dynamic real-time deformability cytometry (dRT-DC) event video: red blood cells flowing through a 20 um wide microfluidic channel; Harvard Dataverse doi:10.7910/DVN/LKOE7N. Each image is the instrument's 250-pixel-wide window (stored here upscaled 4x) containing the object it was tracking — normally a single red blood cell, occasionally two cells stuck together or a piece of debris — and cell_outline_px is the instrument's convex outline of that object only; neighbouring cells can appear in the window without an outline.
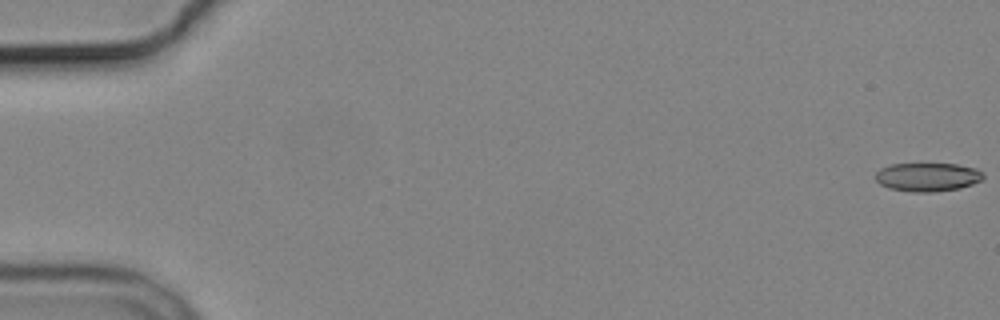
{"species": "common noctule bat (a hibernating species)", "species_latin": "Nyctalus noctula", "temperature_condition": "cold", "stored_images_in_passage": 7, "camera_frame_rate_fps": 3000, "um_per_image_px": 0.085, "animal": {"sex": "male", "body_mass_g": 19.2, "forearm_length_mm": 51.8}, "frame": {"image": 1, "passage_image": 1, "time_ms": 0.0, "image_size_px": [1000, 320], "cell_outline_px": [[984, 180], [960, 188], [932, 192], [912, 192], [888, 188], [880, 184], [876, 180], [876, 172], [880, 168], [888, 164], [956, 164], [976, 168], [984, 172]], "centroid_in_image_um": [78.86, 15.04], "position_along_channel_um": 6.1, "area_um2": 18.15}}
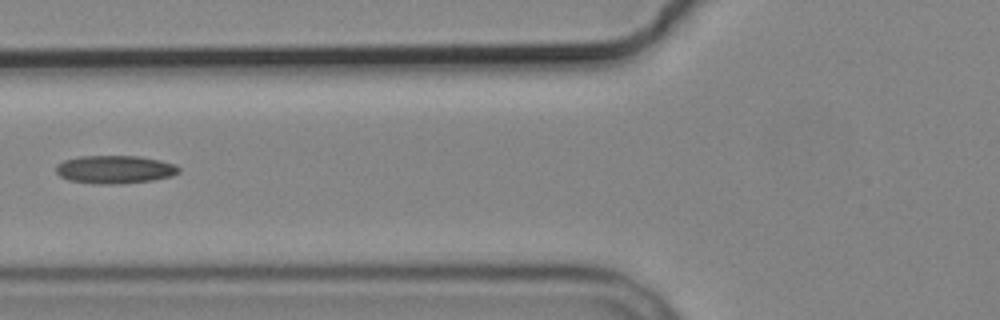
{"frame": {"image": 2, "passage_image": 6, "time_ms": 7.333, "image_size_px": [1000, 320], "cell_outline_px": [[180, 172], [172, 176], [152, 180], [120, 184], [96, 184], [68, 180], [60, 176], [56, 172], [56, 164], [64, 160], [80, 156], [140, 156], [160, 160], [176, 164], [180, 168]], "centroid_in_image_um": [9.77, 14.4], "position_along_channel_um": 116.0, "area_um2": 20.29}}
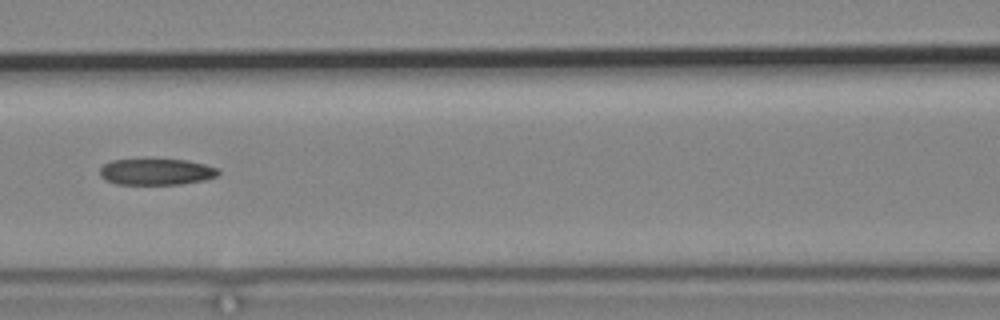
{"frame": {"image": 3, "passage_image": 7, "time_ms": 8.333, "image_size_px": [1000, 320], "cell_outline_px": [[220, 172], [216, 176], [204, 180], [180, 184], [116, 184], [104, 180], [100, 176], [100, 168], [104, 164], [112, 160], [144, 156], [188, 160], [204, 164], [216, 168]], "centroid_in_image_um": [13.22, 14.55], "position_along_channel_um": 153.4, "area_um2": 19.07}}